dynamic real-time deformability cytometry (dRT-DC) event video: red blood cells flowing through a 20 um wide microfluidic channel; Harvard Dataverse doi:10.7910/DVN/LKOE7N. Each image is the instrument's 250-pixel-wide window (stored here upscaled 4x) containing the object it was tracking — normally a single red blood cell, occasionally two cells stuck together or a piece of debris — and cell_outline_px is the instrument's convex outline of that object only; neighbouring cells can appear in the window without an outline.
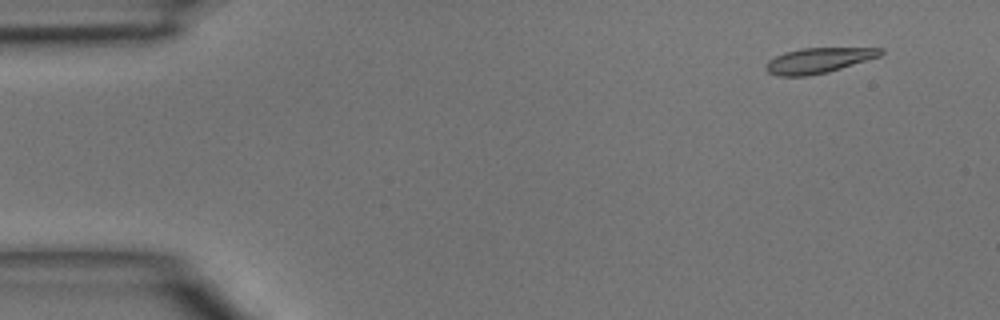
{"species": "common noctule bat (a hibernating species)", "species_latin": "Nyctalus noctula", "temperature_condition": "room temperature", "stored_images_in_passage": 9, "camera_frame_rate_fps": 3000, "um_per_image_px": 0.085, "animal": {"sex": "male", "body_mass_g": 15.6}, "frame": {"image": 1, "passage_image": 4, "time_ms": 1.0, "image_size_px": [1000, 320], "cell_outline_px": [[884, 52], [880, 56], [828, 72], [808, 76], [780, 76], [768, 72], [764, 68], [764, 64], [768, 60], [784, 52], [800, 48], [884, 48]], "centroid_in_image_um": [69.53, 5.13], "position_along_channel_um": 15.5, "area_um2": 16.94}}